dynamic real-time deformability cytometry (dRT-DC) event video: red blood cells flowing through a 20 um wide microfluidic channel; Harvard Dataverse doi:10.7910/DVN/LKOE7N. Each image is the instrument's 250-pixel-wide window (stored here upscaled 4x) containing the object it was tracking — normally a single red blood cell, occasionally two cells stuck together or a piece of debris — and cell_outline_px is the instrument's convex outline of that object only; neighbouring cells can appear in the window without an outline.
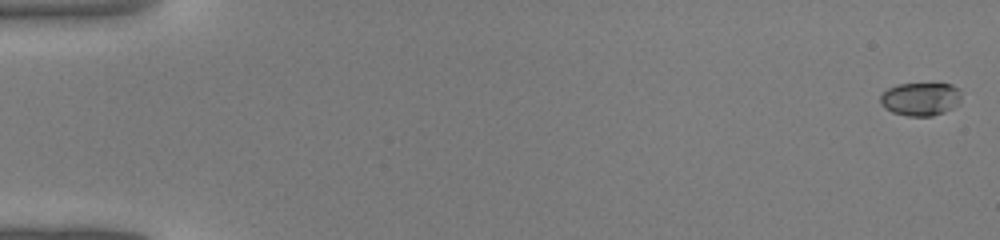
{"species": "common noctule bat (a hibernating species)", "species_latin": "Nyctalus noctula", "temperature_condition": "warm", "stored_images_in_passage": 44, "camera_frame_rate_fps": 3000, "um_per_image_px": 0.085, "animal": {"sex": "male", "body_mass_g": 19.0, "forearm_length_mm": 50.8}, "frame": {"image": 1, "passage_image": 1, "time_ms": 0.0, "image_size_px": [1000, 240], "cell_outline_px": [[960, 100], [952, 108], [944, 112], [932, 116], [908, 116], [892, 112], [884, 108], [880, 104], [880, 96], [888, 88], [900, 84], [952, 84], [960, 92]], "centroid_in_image_um": [78.21, 8.42], "position_along_channel_um": 6.8, "area_um2": 15.55}}
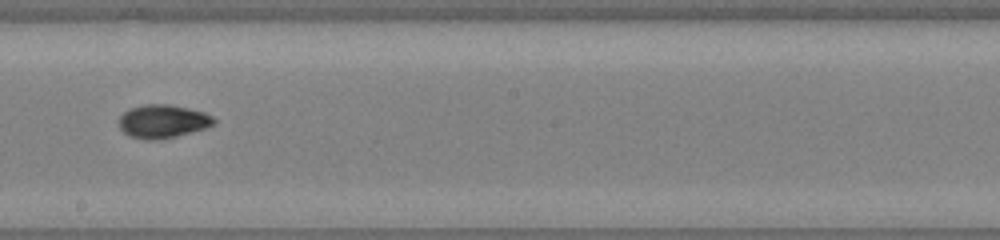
{"frame": {"image": 2, "passage_image": 26, "time_ms": 8.333, "image_size_px": [1000, 240], "cell_outline_px": [[216, 124], [204, 128], [176, 136], [152, 140], [148, 140], [128, 136], [120, 128], [120, 116], [128, 108], [144, 104], [168, 104], [188, 108], [204, 112], [212, 116], [216, 120]], "centroid_in_image_um": [13.83, 10.3], "position_along_channel_um": 234.4, "area_um2": 18.38}}
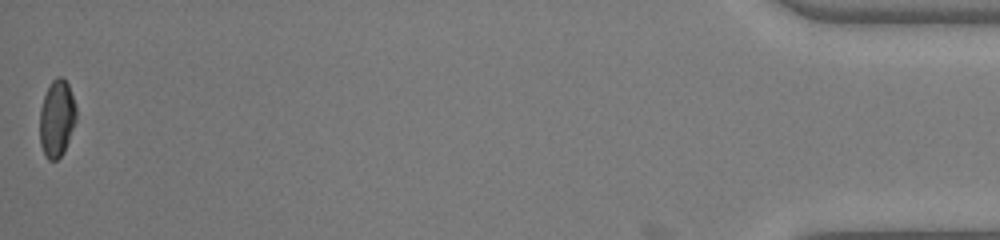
{"frame": {"image": 3, "passage_image": 44, "time_ms": 14.333, "image_size_px": [1000, 240], "cell_outline_px": [[76, 120], [64, 152], [56, 160], [48, 160], [44, 156], [40, 144], [40, 108], [44, 96], [52, 80], [56, 76], [60, 76], [68, 84], [76, 108]], "centroid_in_image_um": [4.82, 10.09], "position_along_channel_um": 430.4, "area_um2": 16.3}}